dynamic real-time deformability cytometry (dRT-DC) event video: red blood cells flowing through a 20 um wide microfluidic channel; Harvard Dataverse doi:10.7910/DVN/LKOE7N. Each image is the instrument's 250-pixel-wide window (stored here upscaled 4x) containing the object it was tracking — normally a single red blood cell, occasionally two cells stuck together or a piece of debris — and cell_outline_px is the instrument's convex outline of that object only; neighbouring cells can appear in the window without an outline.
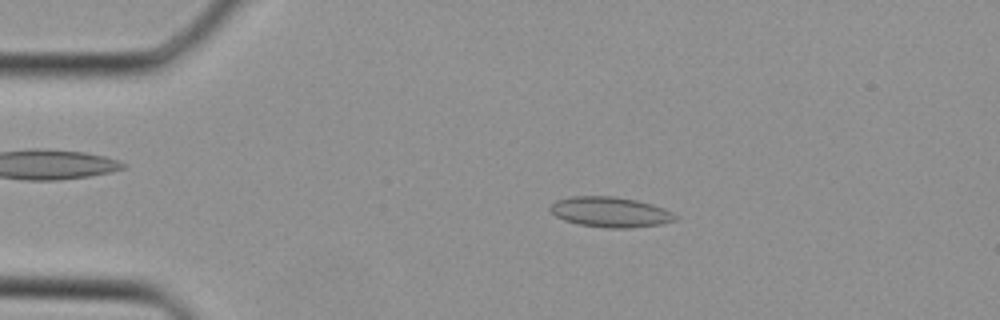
{"species": "Egyptian fruit bat (a non-hibernating species)", "species_latin": "Rousettus aegyptiacus", "temperature_condition": "cold", "stored_images_in_passage": 37, "camera_frame_rate_fps": 3000, "um_per_image_px": 0.085, "animal": {"sex": "female"}, "frame": {"image": 1, "passage_image": 7, "time_ms": 2.0, "image_size_px": [1000, 320], "cell_outline_px": [[680, 216], [676, 220], [660, 224], [628, 228], [608, 228], [580, 224], [564, 220], [556, 216], [548, 208], [556, 200], [572, 196], [616, 196], [636, 200], [652, 204], [664, 208]], "centroid_in_image_um": [51.9, 18.01], "position_along_channel_um": 33.1, "area_um2": 22.08}}
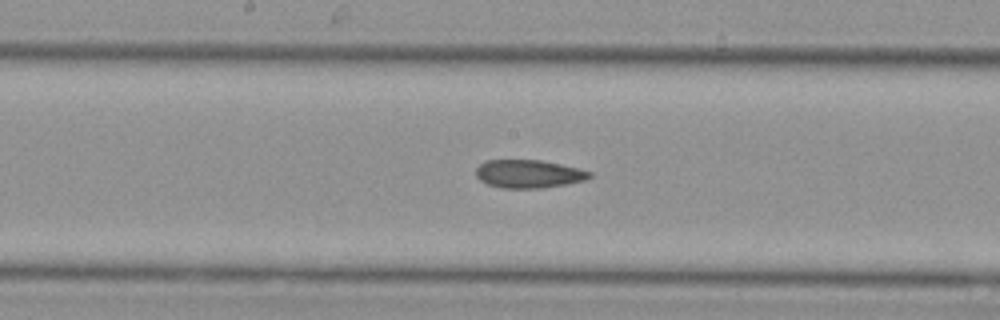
{"frame": {"image": 2, "passage_image": 19, "time_ms": 6.0, "image_size_px": [1000, 320], "cell_outline_px": [[592, 176], [584, 180], [564, 184], [540, 188], [500, 188], [488, 184], [480, 180], [476, 176], [476, 168], [484, 160], [540, 160], [580, 168], [592, 172]], "centroid_in_image_um": [44.91, 14.77], "position_along_channel_um": 203.3, "area_um2": 18.61}}
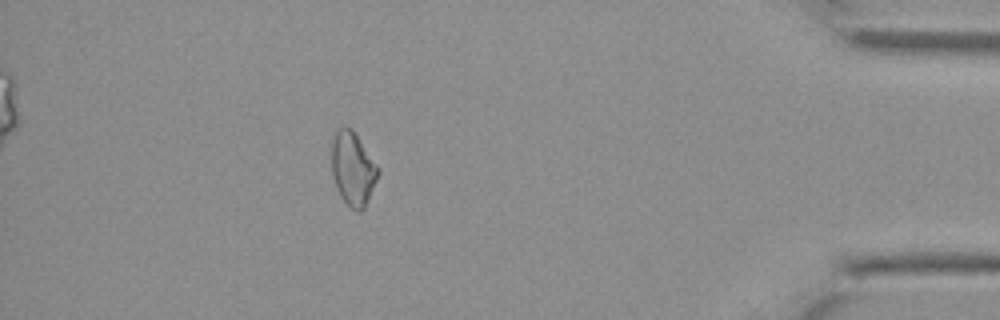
{"frame": {"image": 3, "passage_image": 33, "time_ms": 10.667, "image_size_px": [1000, 320], "cell_outline_px": [[380, 172], [368, 200], [364, 208], [360, 212], [356, 212], [340, 196], [332, 172], [332, 140], [336, 132], [340, 128], [348, 128], [356, 136], [380, 168]], "centroid_in_image_um": [30.01, 14.39], "position_along_channel_um": 405.2, "area_um2": 19.36}}